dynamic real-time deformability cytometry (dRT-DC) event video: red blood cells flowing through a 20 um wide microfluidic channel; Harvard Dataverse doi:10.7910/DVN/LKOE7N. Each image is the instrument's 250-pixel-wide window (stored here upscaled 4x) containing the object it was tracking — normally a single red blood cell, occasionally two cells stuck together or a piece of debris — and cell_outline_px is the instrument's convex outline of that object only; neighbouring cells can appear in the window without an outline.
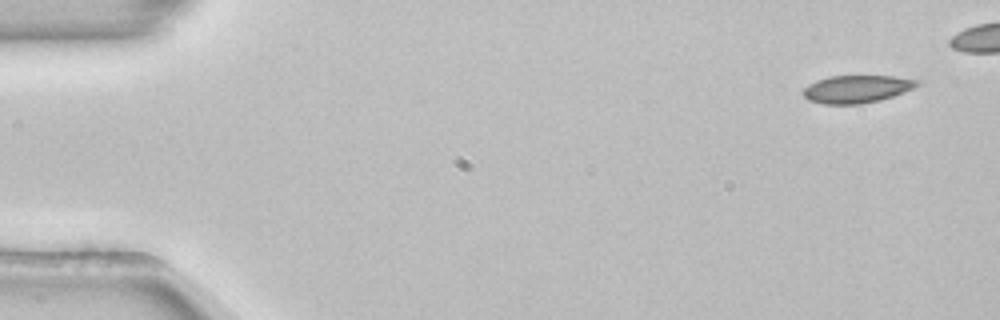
{"species": "common noctule bat (a hibernating species)", "species_latin": "Nyctalus noctula", "temperature_condition": "room temperature", "stored_images_in_passage": 45, "camera_frame_rate_fps": 3000, "um_per_image_px": 0.085, "animal": {"sex": "female", "body_mass_g": 22.7, "forearm_length_mm": 54.2}, "frame": {"image": 1, "passage_image": 1, "time_ms": 0.0, "image_size_px": [1000, 320], "cell_outline_px": [[920, 84], [904, 92], [880, 100], [860, 104], [824, 104], [808, 100], [804, 96], [804, 88], [808, 84], [816, 80], [828, 76], [896, 76], [920, 80]], "centroid_in_image_um": [72.82, 7.56], "position_along_channel_um": 12.2, "area_um2": 18.38}, "authors_computed_cell_mechanics": {"area_um2": 18.9006, "velocity_mm_per_s": 3.8741, "shape_relaxation_time_tau1_ms": 7.4034, "shape_relaxation_time_tau2_ms": null, "deformation_change_tau1": 0.1276, "deformation_change_tau2": null}}